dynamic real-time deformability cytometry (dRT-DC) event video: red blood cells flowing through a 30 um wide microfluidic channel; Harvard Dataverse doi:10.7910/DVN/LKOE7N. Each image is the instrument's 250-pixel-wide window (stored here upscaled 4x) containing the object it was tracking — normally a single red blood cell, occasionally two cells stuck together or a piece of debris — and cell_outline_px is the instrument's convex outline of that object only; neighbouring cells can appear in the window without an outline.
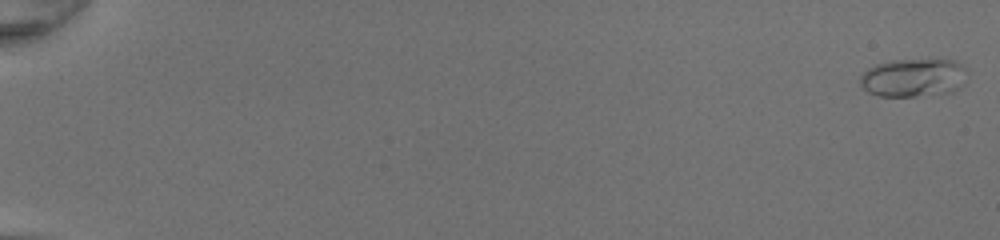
{"species": "common noctule bat (a hibernating species)", "species_latin": "Nyctalus noctula", "temperature_condition": "room temperature", "stored_images_in_passage": 51, "camera_frame_rate_fps": 3000, "um_per_image_px": 0.085, "animal": {"sex": "female", "body_mass_g": 20.0, "forearm_length_mm": 54.0}, "frame": {"image": 1, "passage_image": 1, "time_ms": 0.0, "image_size_px": [1000, 240], "cell_outline_px": [[968, 72], [964, 84], [952, 92], [916, 96], [880, 96], [868, 92], [860, 84], [860, 76], [868, 68], [876, 64], [888, 60], [956, 60], [968, 68]], "centroid_in_image_um": [77.68, 6.59], "position_along_channel_um": 7.3, "area_um2": 24.16}}
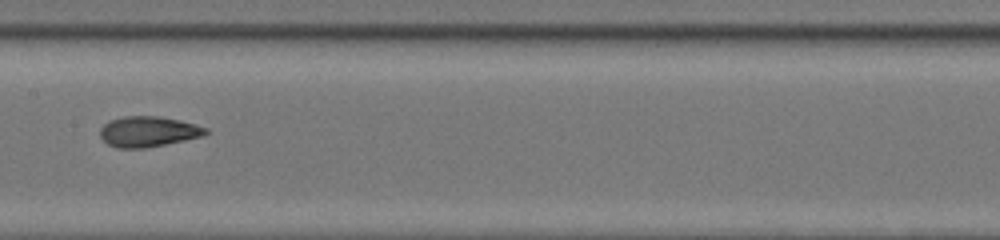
{"frame": {"image": 2, "passage_image": 29, "time_ms": 9.333, "image_size_px": [1000, 240], "cell_outline_px": [[208, 132], [204, 136], [144, 148], [116, 148], [108, 144], [100, 136], [100, 128], [108, 120], [124, 116], [160, 116], [180, 120], [196, 124], [208, 128]], "centroid_in_image_um": [12.6, 11.17], "position_along_channel_um": 194.8, "area_um2": 18.84}}
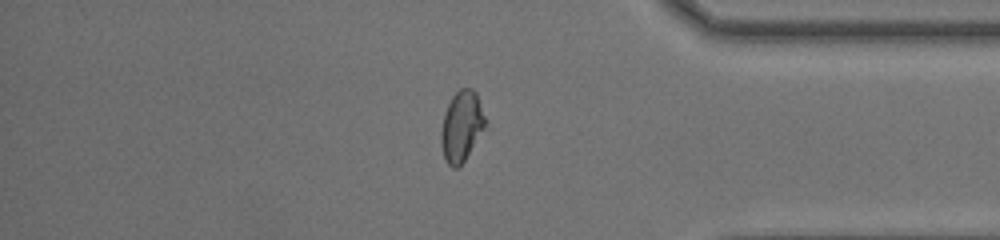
{"frame": {"image": 3, "passage_image": 44, "time_ms": 14.333, "image_size_px": [1000, 240], "cell_outline_px": [[488, 128], [464, 160], [456, 168], [452, 168], [444, 160], [440, 144], [440, 132], [444, 112], [452, 96], [460, 88], [472, 88], [476, 92], [488, 120]], "centroid_in_image_um": [39.27, 10.73], "position_along_channel_um": 395.9, "area_um2": 18.9}, "authors_computed_cell_mechanics": {"area_um2": 18.785, "velocity_mm_per_s": 4.3118, "shape_relaxation_time_tau1_ms": 6.7985, "shape_relaxation_time_tau2_ms": 1.1987, "deformation_change_tau1": 0.2169, "deformation_change_tau2": 0.0797}}